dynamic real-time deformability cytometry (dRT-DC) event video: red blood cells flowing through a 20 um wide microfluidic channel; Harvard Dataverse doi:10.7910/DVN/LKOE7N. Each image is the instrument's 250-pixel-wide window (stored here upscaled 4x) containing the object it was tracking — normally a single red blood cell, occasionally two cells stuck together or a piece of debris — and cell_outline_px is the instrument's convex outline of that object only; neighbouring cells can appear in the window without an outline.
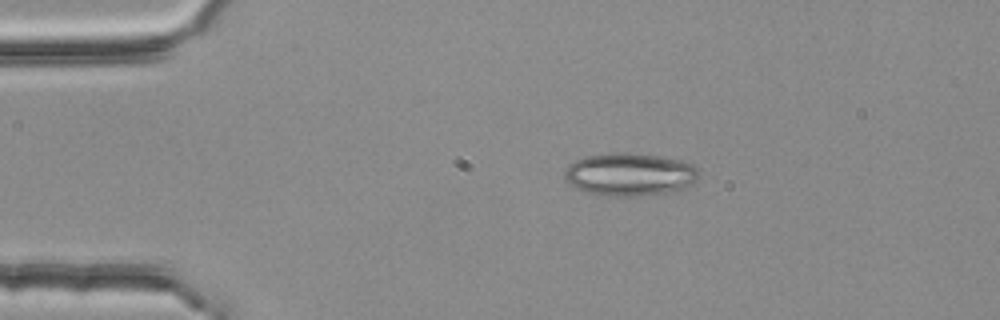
{"species": "common noctule bat (a hibernating species)", "species_latin": "Nyctalus noctula", "temperature_condition": "room temperature", "stored_images_in_passage": 3, "camera_frame_rate_fps": 3000, "um_per_image_px": 0.085, "animal": {"sex": "female", "body_mass_g": 25.1}, "frame": {"image": 1, "passage_image": 2, "time_ms": 0.333, "image_size_px": [1000, 320], "cell_outline_px": [[700, 172], [696, 180], [692, 184], [684, 188], [664, 192], [636, 196], [608, 196], [588, 192], [576, 188], [564, 176], [564, 172], [568, 164], [576, 160], [588, 156], [612, 152], [628, 152], [660, 156], [684, 160], [696, 164], [700, 168]], "centroid_in_image_um": [53.59, 14.8], "position_along_channel_um": 31.4, "area_um2": 33.7}}